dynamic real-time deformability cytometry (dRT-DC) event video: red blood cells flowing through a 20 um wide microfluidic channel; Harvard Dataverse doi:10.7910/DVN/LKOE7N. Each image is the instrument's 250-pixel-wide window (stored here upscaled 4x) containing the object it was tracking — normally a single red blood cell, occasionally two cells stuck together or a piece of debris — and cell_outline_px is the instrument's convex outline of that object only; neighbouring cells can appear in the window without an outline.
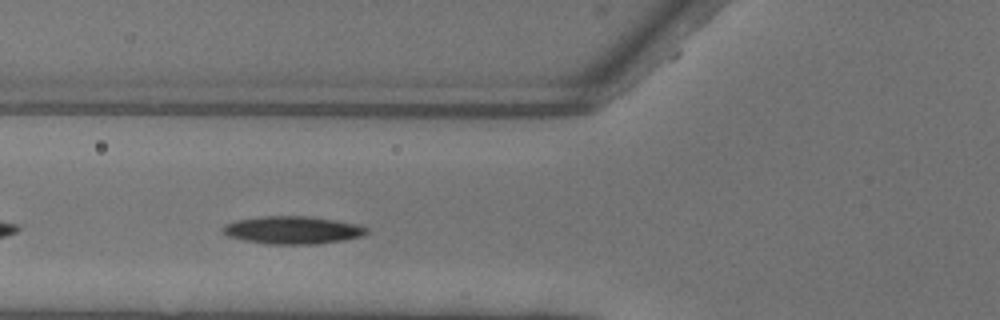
{"species": "common noctule bat (a hibernating species)", "species_latin": "Nyctalus noctula", "temperature_condition": "warm", "stored_images_in_passage": 28, "camera_frame_rate_fps": 3000, "um_per_image_px": 0.085, "animal": {"sex": "female"}, "frame": {"image": 1, "passage_image": 5, "time_ms": 1.333, "image_size_px": [1000, 320], "cell_outline_px": [[368, 232], [360, 236], [340, 240], [316, 244], [268, 244], [244, 240], [228, 236], [220, 232], [220, 228], [224, 224], [236, 220], [264, 216], [304, 216], [360, 224], [368, 228]], "centroid_in_image_um": [24.8, 19.55], "position_along_channel_um": 101.0, "area_um2": 23.12}, "authors_computed_cell_mechanics": {"area_um2": 22.5998, "velocity_mm_per_s": 4.0818, "shape_relaxation_time_tau1_ms": 3.1544, "shape_relaxation_time_tau2_ms": 5.844, "deformation_change_tau1": 0.1372, "deformation_change_tau2": 0.0981}}